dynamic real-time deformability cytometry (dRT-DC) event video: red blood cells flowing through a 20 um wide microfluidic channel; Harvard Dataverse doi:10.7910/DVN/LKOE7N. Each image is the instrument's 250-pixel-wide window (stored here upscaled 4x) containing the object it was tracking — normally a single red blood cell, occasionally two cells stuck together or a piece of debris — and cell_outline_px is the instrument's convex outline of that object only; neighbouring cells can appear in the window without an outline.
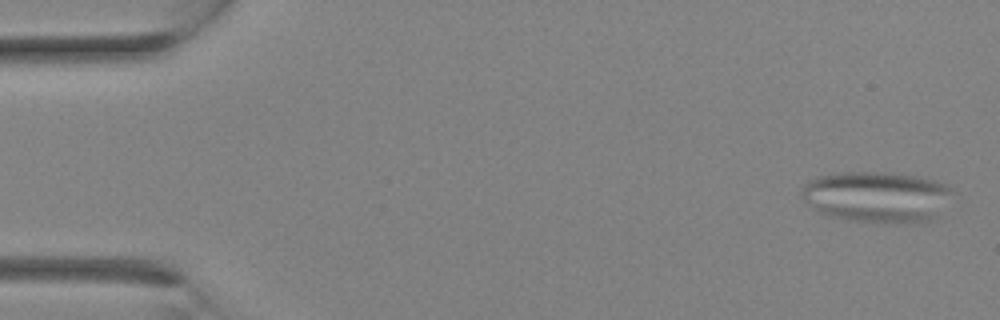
{"species": "Egyptian fruit bat (a non-hibernating species)", "species_latin": "Rousettus aegyptiacus", "temperature_condition": "room temperature", "stored_images_in_passage": 12, "camera_frame_rate_fps": 3000, "um_per_image_px": 0.085, "animal": {"sex": "female"}, "frame": {"image": 1, "passage_image": 1, "time_ms": 0.0, "image_size_px": [1000, 320], "cell_outline_px": [[956, 192], [936, 216], [932, 220], [852, 220], [832, 216], [820, 212], [808, 204], [800, 196], [800, 188], [808, 180], [816, 176], [840, 172], [892, 172], [916, 176], [936, 180], [952, 188]], "centroid_in_image_um": [74.5, 16.66], "position_along_channel_um": 10.5, "area_um2": 44.22}}
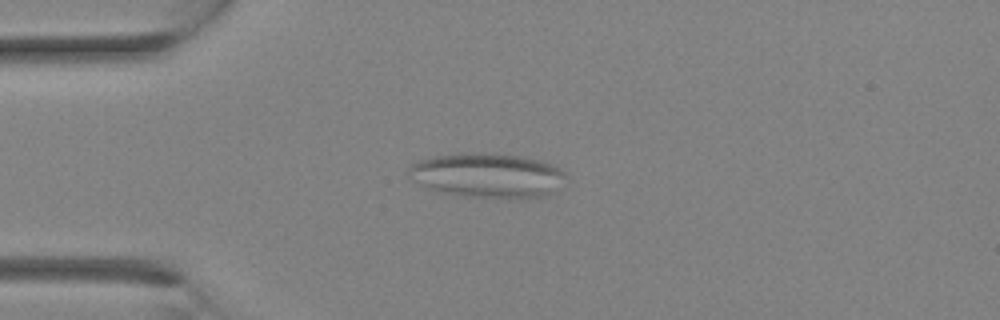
{"frame": {"image": 2, "passage_image": 7, "time_ms": 2.0, "image_size_px": [1000, 320], "cell_outline_px": [[568, 176], [548, 196], [460, 196], [436, 192], [424, 188], [412, 180], [408, 176], [408, 168], [412, 164], [420, 160], [432, 156], [460, 152], [488, 152], [524, 156], [540, 160], [552, 164], [560, 168]], "centroid_in_image_um": [41.36, 14.86], "position_along_channel_um": 43.6, "area_um2": 41.04}}